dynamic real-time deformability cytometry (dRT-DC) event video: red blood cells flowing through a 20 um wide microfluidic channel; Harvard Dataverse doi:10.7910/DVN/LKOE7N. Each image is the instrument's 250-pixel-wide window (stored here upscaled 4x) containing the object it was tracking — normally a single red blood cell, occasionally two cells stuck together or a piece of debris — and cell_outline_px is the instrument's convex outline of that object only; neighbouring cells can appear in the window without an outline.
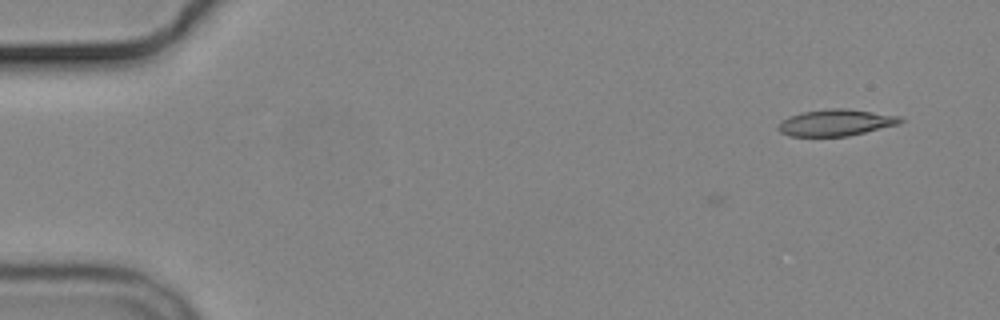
{"species": "common noctule bat (a hibernating species)", "species_latin": "Nyctalus noctula", "temperature_condition": "cold", "stored_images_in_passage": 2, "camera_frame_rate_fps": 3000, "um_per_image_px": 0.085, "animal": {"sex": "male", "body_mass_g": 19.2, "forearm_length_mm": 51.8}, "frame": {"image": 1, "passage_image": 2, "time_ms": 1.0, "image_size_px": [1000, 320], "cell_outline_px": [[904, 120], [900, 124], [848, 136], [788, 136], [780, 132], [776, 128], [780, 120], [788, 116], [804, 112], [828, 108], [848, 108], [900, 116]], "centroid_in_image_um": [71.03, 10.42], "position_along_channel_um": 14.0, "area_um2": 19.07}}